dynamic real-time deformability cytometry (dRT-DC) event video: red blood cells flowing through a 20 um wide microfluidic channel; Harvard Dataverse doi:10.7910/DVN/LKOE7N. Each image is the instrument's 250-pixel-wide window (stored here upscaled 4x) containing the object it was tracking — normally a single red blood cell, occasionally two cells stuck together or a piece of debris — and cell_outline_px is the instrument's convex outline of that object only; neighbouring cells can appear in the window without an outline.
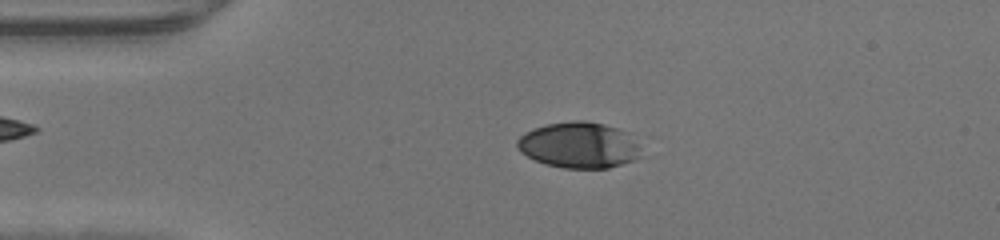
{"species": "human", "species_latin": "Homo sapiens", "temperature_condition": "warm", "stored_images_in_passage": 47, "camera_frame_rate_fps": 3000, "um_per_image_px": 0.085, "donor": {"sex": "male"}, "frame": {"image": 1, "passage_image": 10, "time_ms": 3.0, "image_size_px": [1000, 240], "cell_outline_px": [[644, 156], [636, 160], [608, 168], [564, 168], [544, 164], [520, 152], [516, 148], [516, 140], [524, 132], [532, 128], [548, 124], [572, 120], [584, 120], [604, 124], [628, 132]], "centroid_in_image_um": [49.2, 12.34], "position_along_channel_um": 35.8, "area_um2": 33.47}}
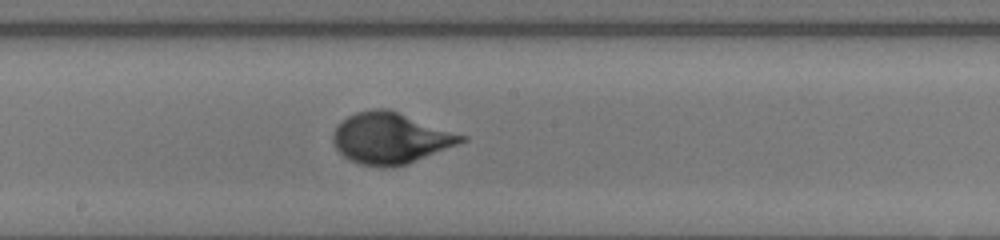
{"frame": {"image": 2, "passage_image": 25, "time_ms": 8.0, "image_size_px": [1000, 240], "cell_outline_px": [[468, 140], [408, 164], [360, 164], [344, 156], [336, 148], [332, 140], [332, 132], [336, 124], [340, 120], [356, 112], [372, 108], [388, 108], [468, 136]], "centroid_in_image_um": [33.19, 11.69], "position_along_channel_um": 215.0, "area_um2": 37.86}}
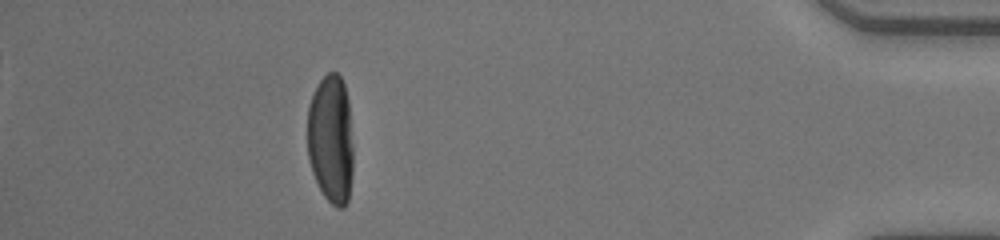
{"frame": {"image": 3, "passage_image": 42, "time_ms": 13.667, "image_size_px": [1000, 240], "cell_outline_px": [[352, 176], [348, 200], [344, 208], [336, 208], [324, 196], [312, 172], [308, 160], [308, 104], [320, 80], [328, 72], [336, 72], [340, 76], [344, 84], [348, 100], [352, 144]], "centroid_in_image_um": [28.12, 11.85], "position_along_channel_um": 407.1, "area_um2": 34.45}}